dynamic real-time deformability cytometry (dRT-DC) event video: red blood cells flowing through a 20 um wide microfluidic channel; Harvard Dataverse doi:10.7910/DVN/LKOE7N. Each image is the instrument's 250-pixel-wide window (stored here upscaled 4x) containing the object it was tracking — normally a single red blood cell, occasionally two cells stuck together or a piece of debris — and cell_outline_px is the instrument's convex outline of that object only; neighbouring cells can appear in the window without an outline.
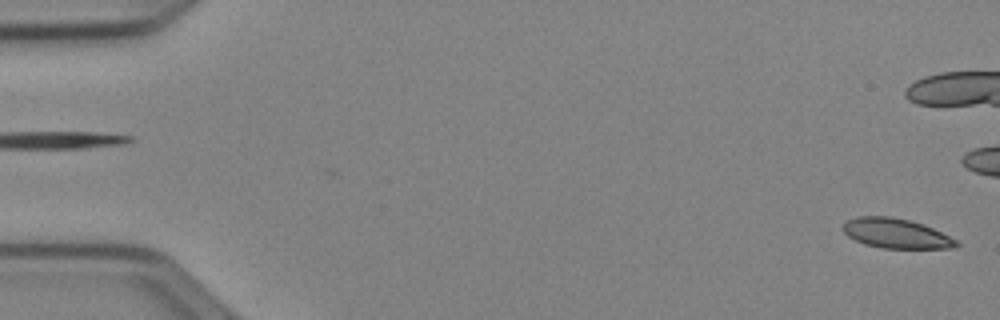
{"species": "Egyptian fruit bat (a non-hibernating species)", "species_latin": "Rousettus aegyptiacus", "temperature_condition": "cold", "stored_images_in_passage": 53, "camera_frame_rate_fps": 3000, "um_per_image_px": 0.085, "animal": {"sex": "female"}, "frame": {"image": 1, "passage_image": 1, "time_ms": 0.0, "image_size_px": [1000, 320], "cell_outline_px": [[960, 244], [956, 248], [880, 248], [864, 244], [848, 236], [844, 232], [844, 224], [848, 220], [856, 216], [892, 216], [908, 220], [932, 228], [956, 240]], "centroid_in_image_um": [76.15, 19.84], "position_along_channel_um": 8.9, "area_um2": 19.42}}
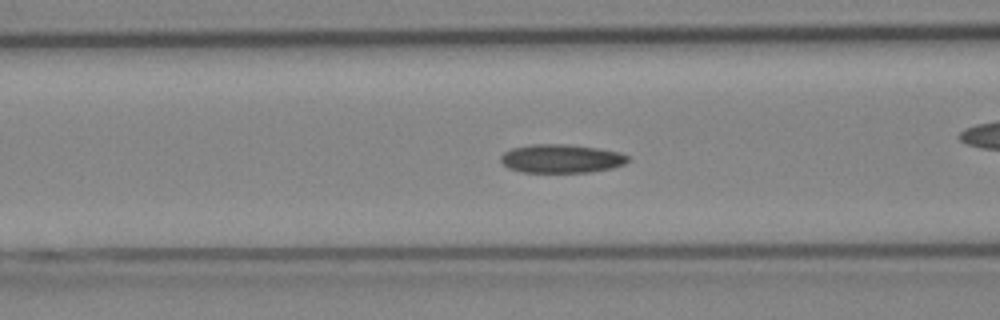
{"frame": {"image": 2, "passage_image": 21, "time_ms": 6.667, "image_size_px": [1000, 320], "cell_outline_px": [[628, 160], [624, 164], [612, 168], [588, 172], [520, 172], [508, 168], [500, 160], [500, 156], [504, 152], [512, 148], [532, 144], [568, 144], [596, 148], [620, 152], [628, 156]], "centroid_in_image_um": [47.68, 13.48], "position_along_channel_um": 118.9, "area_um2": 21.15}}
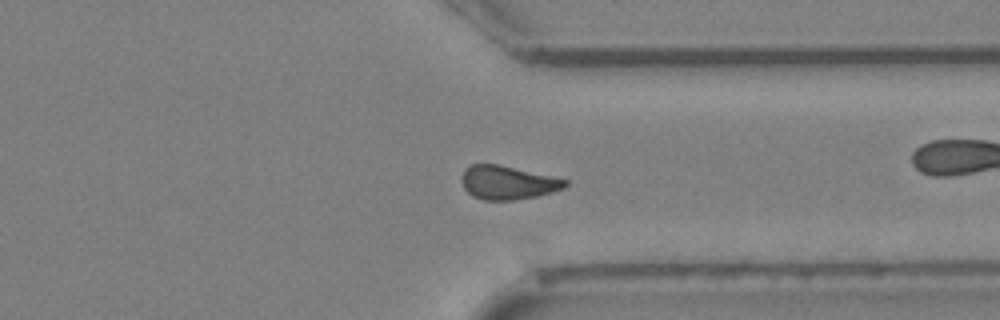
{"frame": {"image": 3, "passage_image": 40, "time_ms": 13.0, "image_size_px": [1000, 320], "cell_outline_px": [[568, 184], [564, 188], [552, 192], [536, 196], [512, 200], [484, 200], [472, 196], [464, 188], [460, 176], [464, 168], [468, 164], [496, 164], [552, 176], [568, 180]], "centroid_in_image_um": [43.11, 15.51], "position_along_channel_um": 368.3, "area_um2": 20.29}}